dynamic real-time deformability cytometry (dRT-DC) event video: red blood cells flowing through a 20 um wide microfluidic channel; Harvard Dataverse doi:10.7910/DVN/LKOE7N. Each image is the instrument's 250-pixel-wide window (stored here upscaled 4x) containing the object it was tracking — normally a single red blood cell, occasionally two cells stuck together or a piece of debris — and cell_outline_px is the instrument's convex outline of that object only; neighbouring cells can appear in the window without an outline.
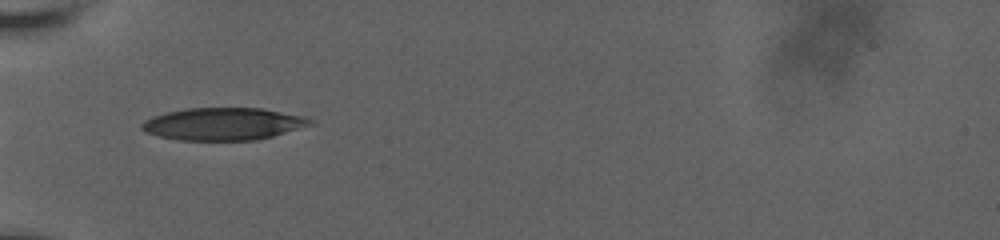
{"species": "human", "species_latin": "Homo sapiens", "temperature_condition": "room temperature", "stored_images_in_passage": 5, "camera_frame_rate_fps": 3000, "um_per_image_px": 0.085, "donor": {"sex": "male"}, "frame": {"image": 1, "passage_image": 1, "time_ms": 0.0, "image_size_px": [1000, 240], "cell_outline_px": [[316, 124], [272, 136], [256, 140], [180, 140], [160, 136], [144, 132], [140, 128], [140, 124], [144, 120], [152, 116], [184, 108], [260, 108], [304, 116], [316, 120]], "centroid_in_image_um": [19.0, 10.53], "position_along_channel_um": 66.0, "area_um2": 31.96}}
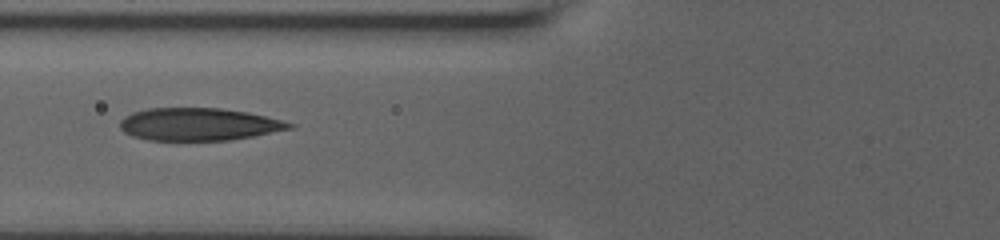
{"frame": {"image": 2, "passage_image": 3, "time_ms": 1.333, "image_size_px": [1000, 240], "cell_outline_px": [[296, 124], [292, 128], [252, 136], [228, 140], [148, 140], [132, 136], [124, 132], [120, 128], [120, 120], [124, 116], [132, 112], [148, 108], [220, 108], [248, 112]], "centroid_in_image_um": [16.84, 10.56], "position_along_channel_um": 109.0, "area_um2": 32.02}}
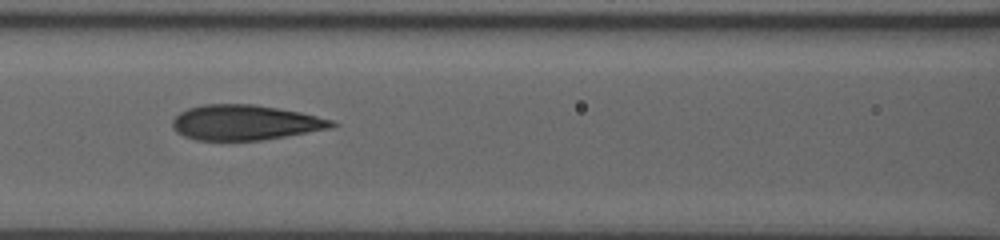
{"frame": {"image": 3, "passage_image": 4, "time_ms": 2.333, "image_size_px": [1000, 240], "cell_outline_px": [[340, 124], [328, 128], [284, 136], [260, 140], [196, 140], [184, 136], [176, 132], [172, 128], [172, 120], [180, 112], [188, 108], [204, 104], [252, 104], [300, 112], [332, 120]], "centroid_in_image_um": [20.77, 10.41], "position_along_channel_um": 145.8, "area_um2": 32.31}}